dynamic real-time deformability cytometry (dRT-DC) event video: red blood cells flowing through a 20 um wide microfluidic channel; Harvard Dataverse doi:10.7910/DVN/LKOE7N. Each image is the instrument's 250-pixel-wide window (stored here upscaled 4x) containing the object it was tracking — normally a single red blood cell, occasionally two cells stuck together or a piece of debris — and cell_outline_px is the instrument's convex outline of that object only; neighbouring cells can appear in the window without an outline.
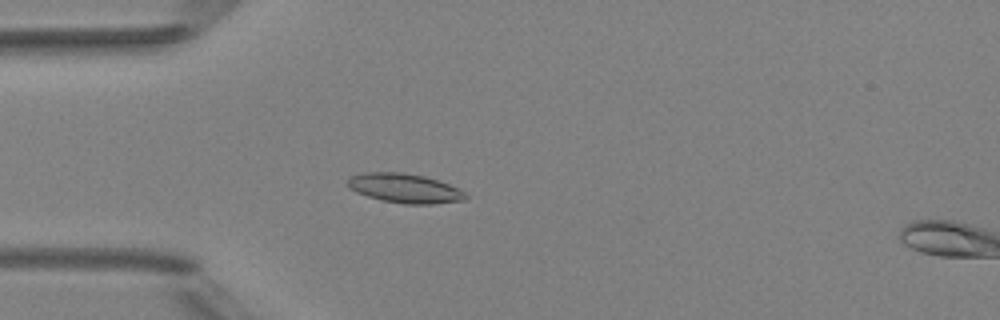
{"species": "Egyptian fruit bat (a non-hibernating species)", "species_latin": "Rousettus aegyptiacus", "temperature_condition": "room temperature", "stored_images_in_passage": 6, "camera_frame_rate_fps": 3000, "um_per_image_px": 0.085, "animal": {"sex": "female"}, "frame": {"image": 1, "passage_image": 5, "time_ms": 4.333, "image_size_px": [1000, 320], "cell_outline_px": [[468, 196], [464, 200], [432, 204], [404, 204], [384, 200], [368, 196], [356, 192], [348, 188], [344, 184], [348, 176], [364, 172], [400, 172], [424, 176], [448, 184], [464, 192]], "centroid_in_image_um": [34.31, 15.99], "position_along_channel_um": 50.7, "area_um2": 20.17}}